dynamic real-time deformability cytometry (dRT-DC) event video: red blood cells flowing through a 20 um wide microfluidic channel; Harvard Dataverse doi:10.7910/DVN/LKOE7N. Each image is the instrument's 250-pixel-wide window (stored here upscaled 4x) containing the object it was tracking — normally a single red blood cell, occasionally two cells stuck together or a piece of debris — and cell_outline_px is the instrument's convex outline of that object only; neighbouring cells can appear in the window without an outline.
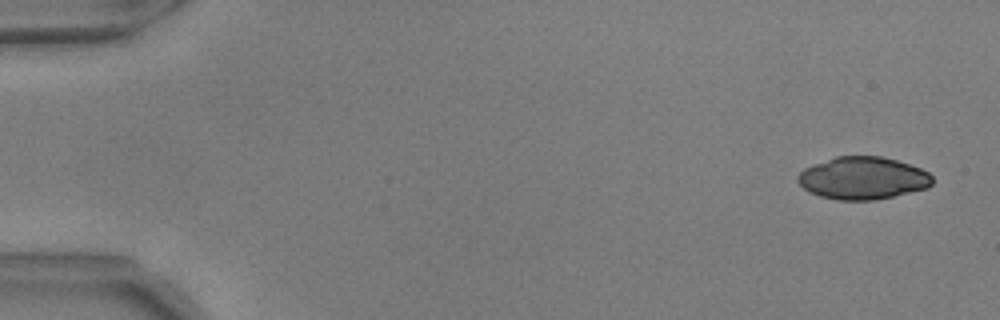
{"species": "common noctule bat (a hibernating species)", "species_latin": "Nyctalus noctula", "temperature_condition": "warm", "stored_images_in_passage": 53, "camera_frame_rate_fps": 3000, "um_per_image_px": 0.085, "animal": {"sex": "male", "body_mass_g": 17.9, "forearm_length_mm": 54.2}, "frame": {"image": 1, "passage_image": 1, "time_ms": 0.0, "image_size_px": [1000, 320], "cell_outline_px": [[932, 184], [928, 188], [892, 196], [872, 200], [836, 200], [820, 196], [804, 188], [796, 180], [796, 176], [804, 168], [836, 156], [880, 156], [896, 160], [920, 168], [928, 172], [932, 176]], "centroid_in_image_um": [73.33, 15.14], "position_along_channel_um": 11.7, "area_um2": 33.12}}